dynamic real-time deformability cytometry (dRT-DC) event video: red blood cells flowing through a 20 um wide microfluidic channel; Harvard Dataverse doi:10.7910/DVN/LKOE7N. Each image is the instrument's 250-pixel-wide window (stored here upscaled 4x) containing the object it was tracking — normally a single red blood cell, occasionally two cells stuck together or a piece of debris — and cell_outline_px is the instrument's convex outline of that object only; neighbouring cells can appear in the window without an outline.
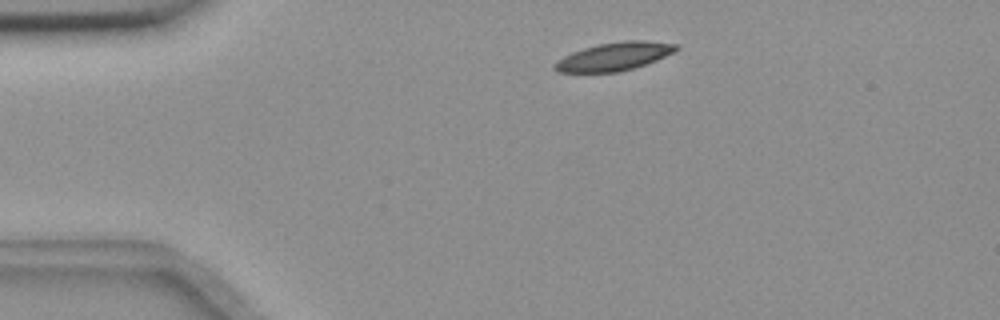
{"species": "common noctule bat (a hibernating species)", "species_latin": "Nyctalus noctula", "temperature_condition": "room temperature", "stored_images_in_passage": 3, "camera_frame_rate_fps": 3000, "um_per_image_px": 0.085, "animal": {"sex": "female", "body_mass_g": 18.4}, "frame": {"image": 1, "passage_image": 2, "time_ms": 0.333, "image_size_px": [1000, 320], "cell_outline_px": [[680, 48], [676, 52], [656, 60], [620, 72], [556, 72], [552, 68], [552, 64], [556, 60], [572, 52], [584, 48], [600, 44], [624, 40], [644, 40], [680, 44]], "centroid_in_image_um": [52.22, 4.79], "position_along_channel_um": 32.8, "area_um2": 20.11}}